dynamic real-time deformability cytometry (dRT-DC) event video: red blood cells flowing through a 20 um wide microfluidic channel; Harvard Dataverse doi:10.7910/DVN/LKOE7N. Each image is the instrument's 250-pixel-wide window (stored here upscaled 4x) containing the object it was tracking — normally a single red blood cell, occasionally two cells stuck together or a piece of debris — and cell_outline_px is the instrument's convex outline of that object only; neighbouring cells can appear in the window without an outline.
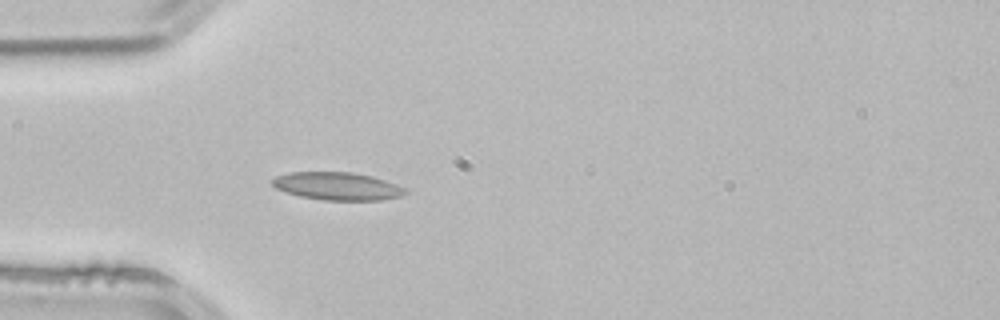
{"species": "common noctule bat (a hibernating species)", "species_latin": "Nyctalus noctula", "temperature_condition": "room temperature", "stored_images_in_passage": 2, "camera_frame_rate_fps": 3000, "um_per_image_px": 0.085, "animal": {"sex": "male", "body_mass_g": 21.5, "forearm_length_mm": 52.0}, "frame": {"image": 1, "passage_image": 2, "time_ms": 0.333, "image_size_px": [1000, 320], "cell_outline_px": [[408, 192], [400, 196], [380, 200], [324, 200], [300, 196], [276, 188], [272, 184], [272, 180], [276, 176], [288, 172], [352, 172], [372, 176], [396, 184], [404, 188]], "centroid_in_image_um": [28.67, 15.82], "position_along_channel_um": 56.3, "area_um2": 21.39}}